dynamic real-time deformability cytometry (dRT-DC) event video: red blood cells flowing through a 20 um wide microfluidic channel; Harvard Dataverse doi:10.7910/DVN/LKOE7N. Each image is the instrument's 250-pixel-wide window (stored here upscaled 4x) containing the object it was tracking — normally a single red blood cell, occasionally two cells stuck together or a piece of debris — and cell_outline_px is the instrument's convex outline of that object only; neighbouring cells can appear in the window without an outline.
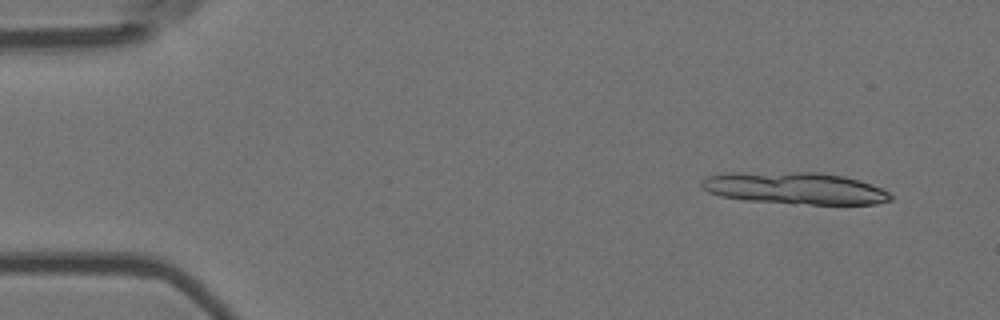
{"species": "Egyptian fruit bat (a non-hibernating species)", "species_latin": "Rousettus aegyptiacus", "temperature_condition": "room temperature", "stored_images_in_passage": 13, "camera_frame_rate_fps": 3000, "um_per_image_px": 0.085, "animal": {"sex": "female"}, "frame": {"image": 1, "passage_image": 4, "time_ms": 1.0, "image_size_px": [1000, 320], "cell_outline_px": [[892, 200], [876, 204], [792, 204], [744, 200], [720, 196], [708, 192], [700, 184], [708, 176], [732, 172], [820, 172], [844, 176], [880, 188], [888, 192], [892, 196]], "centroid_in_image_um": [67.55, 16.0], "position_along_channel_um": 17.5, "area_um2": 35.2}}